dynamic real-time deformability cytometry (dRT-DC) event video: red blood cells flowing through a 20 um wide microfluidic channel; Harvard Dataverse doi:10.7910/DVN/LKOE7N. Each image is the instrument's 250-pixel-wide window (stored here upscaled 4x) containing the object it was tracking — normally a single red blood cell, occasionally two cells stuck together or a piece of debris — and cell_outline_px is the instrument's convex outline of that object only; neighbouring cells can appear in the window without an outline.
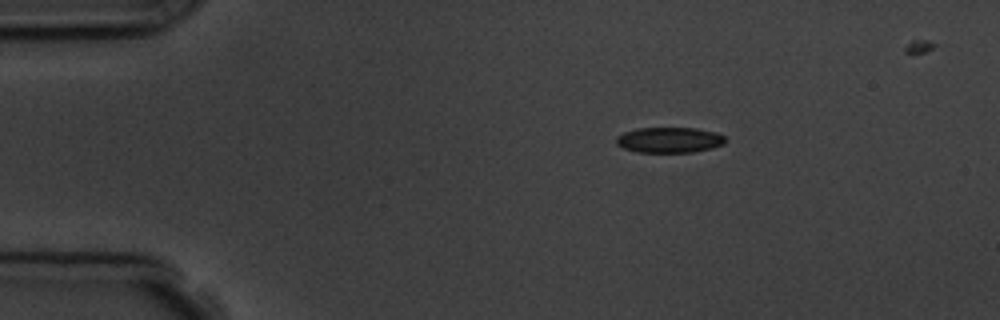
{"species": "common noctule bat (a hibernating species)", "species_latin": "Nyctalus noctula", "temperature_condition": "room temperature", "stored_images_in_passage": 4, "camera_frame_rate_fps": 3000, "um_per_image_px": 0.085, "animal": {"sex": "male", "body_mass_g": 19.5, "forearm_length_mm": 54.6}, "frame": {"image": 1, "passage_image": 1, "time_ms": 0.0, "image_size_px": [1000, 320], "cell_outline_px": [[728, 140], [724, 144], [712, 148], [692, 152], [636, 152], [624, 148], [616, 144], [616, 136], [624, 132], [636, 128], [696, 128], [716, 132], [724, 136]], "centroid_in_image_um": [56.91, 11.89], "position_along_channel_um": 28.1, "area_um2": 16.36}}
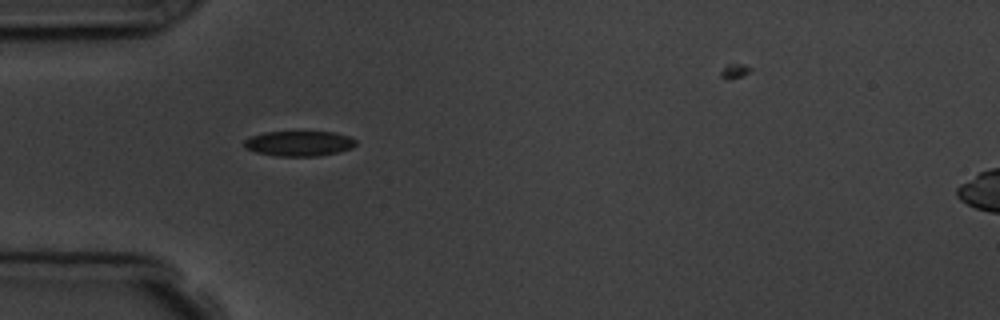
{"frame": {"image": 2, "passage_image": 3, "time_ms": 2.333, "image_size_px": [1000, 320], "cell_outline_px": [[356, 144], [352, 148], [340, 152], [320, 156], [276, 156], [256, 152], [244, 148], [244, 140], [252, 136], [264, 132], [332, 132], [348, 136], [356, 140]], "centroid_in_image_um": [25.42, 12.2], "position_along_channel_um": 59.6, "area_um2": 16.42}}